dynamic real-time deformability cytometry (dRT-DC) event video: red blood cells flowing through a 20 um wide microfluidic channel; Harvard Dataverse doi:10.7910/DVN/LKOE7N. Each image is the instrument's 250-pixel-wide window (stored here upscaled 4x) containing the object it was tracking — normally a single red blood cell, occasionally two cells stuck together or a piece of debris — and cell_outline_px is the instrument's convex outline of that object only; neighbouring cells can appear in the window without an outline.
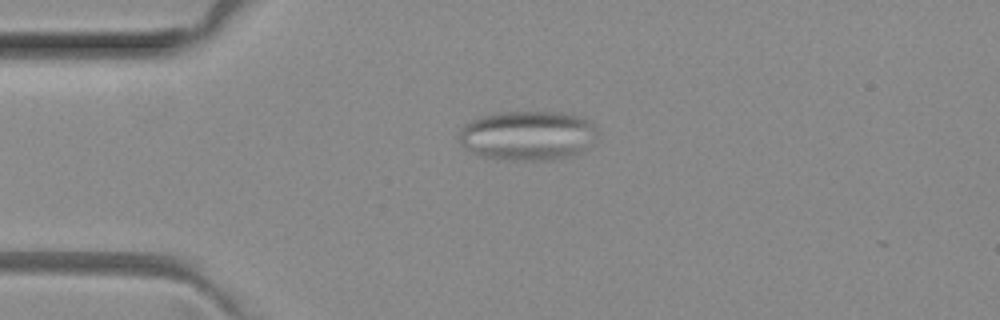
{"species": "common noctule bat (a hibernating species)", "species_latin": "Nyctalus noctula", "temperature_condition": "room temperature", "stored_images_in_passage": 4, "camera_frame_rate_fps": 3000, "um_per_image_px": 0.085, "animal": {"sex": "female", "body_mass_g": 29.2, "forearm_length_mm": 56.3}, "frame": {"image": 1, "passage_image": 3, "time_ms": 0.667, "image_size_px": [1000, 320], "cell_outline_px": [[596, 136], [584, 152], [572, 156], [552, 160], [512, 160], [480, 156], [464, 148], [460, 144], [460, 128], [464, 124], [480, 116], [500, 112], [564, 112], [580, 116], [596, 124]], "centroid_in_image_um": [44.87, 11.52], "position_along_channel_um": 40.1, "area_um2": 40.4}}